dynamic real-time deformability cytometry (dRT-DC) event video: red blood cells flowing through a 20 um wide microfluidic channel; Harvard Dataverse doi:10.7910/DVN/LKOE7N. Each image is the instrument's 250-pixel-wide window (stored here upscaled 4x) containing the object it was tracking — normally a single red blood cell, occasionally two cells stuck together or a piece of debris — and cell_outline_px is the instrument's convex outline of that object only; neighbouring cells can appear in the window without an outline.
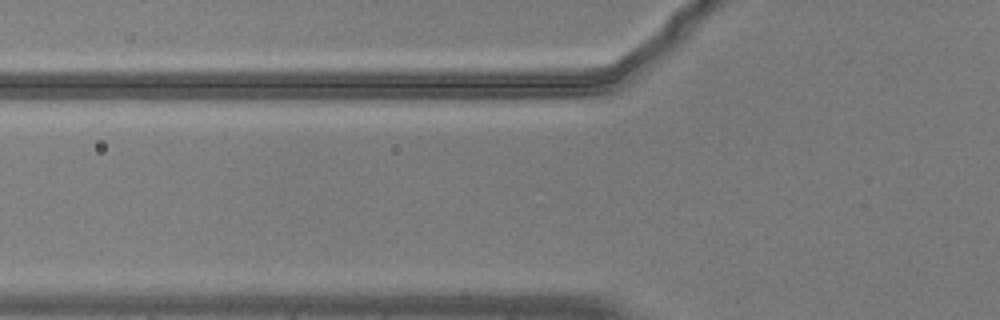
{"species": "common noctule bat (a hibernating species)", "species_latin": "Nyctalus noctula", "temperature_condition": "warm", "stored_images_in_passage": 2, "camera_frame_rate_fps": 3000, "um_per_image_px": 0.085, "animal": {"sex": "male", "body_mass_g": 20.5, "forearm_length_mm": 52.5}, "frame": {"image": 1, "passage_image": 2, "time_ms": 0.333, "image_size_px": [1000, 320], "cell_outline_px": [[744, 36], [680, 96], [644, 116], [644, 112], [724, 32], [744, 32]], "centroid_in_image_um": [59.3, 5.85], "position_along_channel_um": 66.5, "area_um2": 11.85}}